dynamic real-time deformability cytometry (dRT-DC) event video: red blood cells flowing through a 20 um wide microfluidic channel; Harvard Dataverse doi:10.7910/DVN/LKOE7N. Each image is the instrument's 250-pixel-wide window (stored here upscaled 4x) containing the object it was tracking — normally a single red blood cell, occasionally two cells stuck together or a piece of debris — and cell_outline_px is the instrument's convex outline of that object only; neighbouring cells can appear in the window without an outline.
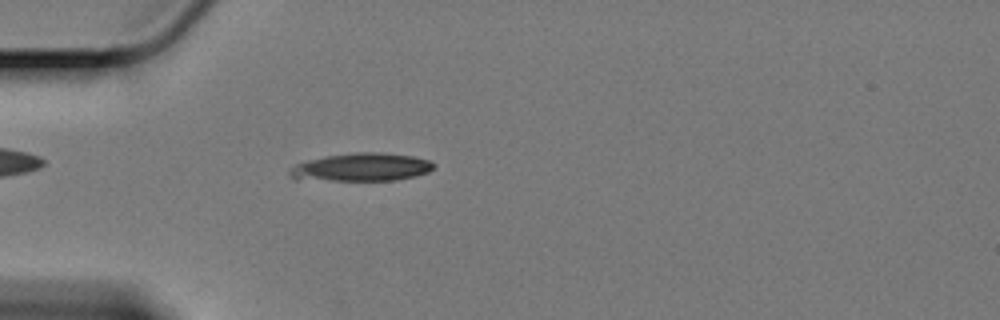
{"species": "Egyptian fruit bat (a non-hibernating species)", "species_latin": "Rousettus aegyptiacus", "temperature_condition": "cold", "stored_images_in_passage": 54, "camera_frame_rate_fps": 3000, "um_per_image_px": 0.085, "animal": {"sex": "female"}, "frame": {"image": 1, "passage_image": 17, "time_ms": 5.333, "image_size_px": [1000, 320], "cell_outline_px": [[436, 164], [428, 172], [396, 180], [292, 180], [288, 176], [288, 168], [296, 164], [308, 160], [324, 156], [352, 152], [380, 152], [412, 156], [428, 160]], "centroid_in_image_um": [30.62, 14.21], "position_along_channel_um": 54.4, "area_um2": 23.76}}